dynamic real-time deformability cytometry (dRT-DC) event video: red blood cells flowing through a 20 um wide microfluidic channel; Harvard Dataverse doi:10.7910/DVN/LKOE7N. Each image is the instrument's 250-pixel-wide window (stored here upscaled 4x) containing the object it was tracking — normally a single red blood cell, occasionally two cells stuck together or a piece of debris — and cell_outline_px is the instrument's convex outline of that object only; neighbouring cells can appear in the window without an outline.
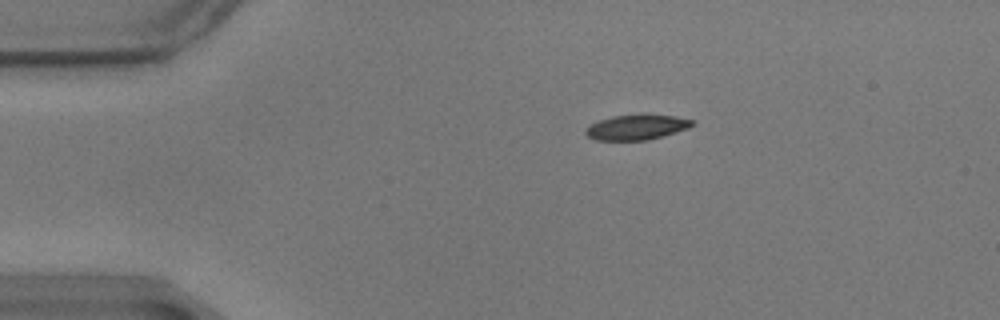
{"species": "common noctule bat (a hibernating species)", "species_latin": "Nyctalus noctula", "temperature_condition": "warm", "stored_images_in_passage": 50, "camera_frame_rate_fps": 3000, "um_per_image_px": 0.085, "animal": {"sex": "male", "body_mass_g": 17.9}, "frame": {"image": 1, "passage_image": 3, "time_ms": 0.667, "image_size_px": [1000, 320], "cell_outline_px": [[696, 124], [688, 128], [648, 140], [596, 140], [588, 136], [584, 132], [588, 124], [612, 116], [644, 112], [676, 116], [692, 120]], "centroid_in_image_um": [54.11, 10.77], "position_along_channel_um": 30.9, "area_um2": 16.07}}
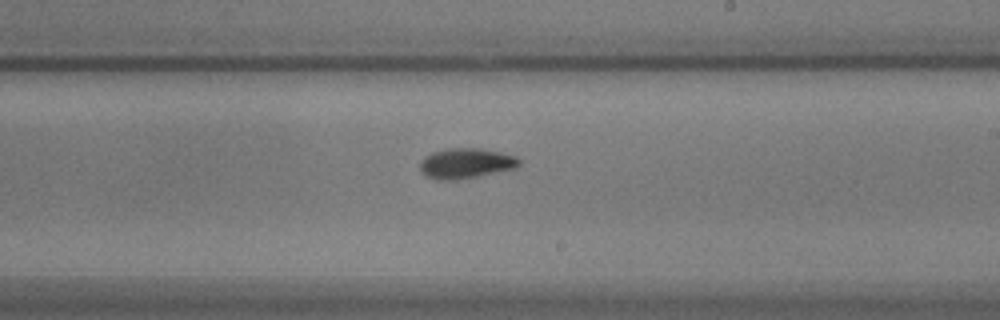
{"frame": {"image": 2, "passage_image": 26, "time_ms": 8.333, "image_size_px": [1000, 320], "cell_outline_px": [[520, 164], [516, 168], [456, 180], [436, 180], [420, 172], [420, 160], [424, 156], [432, 152], [448, 148], [480, 148], [500, 152], [516, 156], [520, 160]], "centroid_in_image_um": [39.57, 13.87], "position_along_channel_um": 249.4, "area_um2": 17.51}}
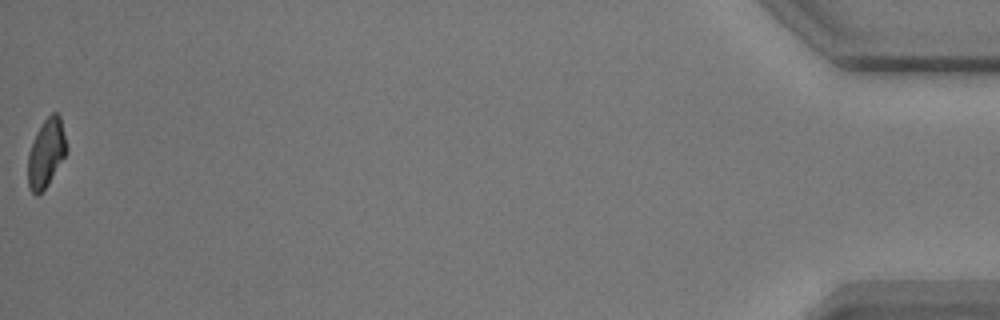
{"frame": {"image": 3, "passage_image": 50, "time_ms": 16.333, "image_size_px": [1000, 320], "cell_outline_px": [[68, 152], [48, 184], [36, 196], [28, 188], [28, 152], [36, 132], [44, 120], [52, 112], [56, 112], [60, 116], [68, 148]], "centroid_in_image_um": [3.93, 13.0], "position_along_channel_um": 431.3, "area_um2": 15.49}, "authors_computed_cell_mechanics": {"area_um2": 16.5886, "velocity_mm_per_s": 3.4887, "shape_relaxation_time_tau1_ms": 3.5456, "shape_relaxation_time_tau2_ms": 2.3062, "deformation_change_tau1": 0.1342, "deformation_change_tau2": 0.0618}}